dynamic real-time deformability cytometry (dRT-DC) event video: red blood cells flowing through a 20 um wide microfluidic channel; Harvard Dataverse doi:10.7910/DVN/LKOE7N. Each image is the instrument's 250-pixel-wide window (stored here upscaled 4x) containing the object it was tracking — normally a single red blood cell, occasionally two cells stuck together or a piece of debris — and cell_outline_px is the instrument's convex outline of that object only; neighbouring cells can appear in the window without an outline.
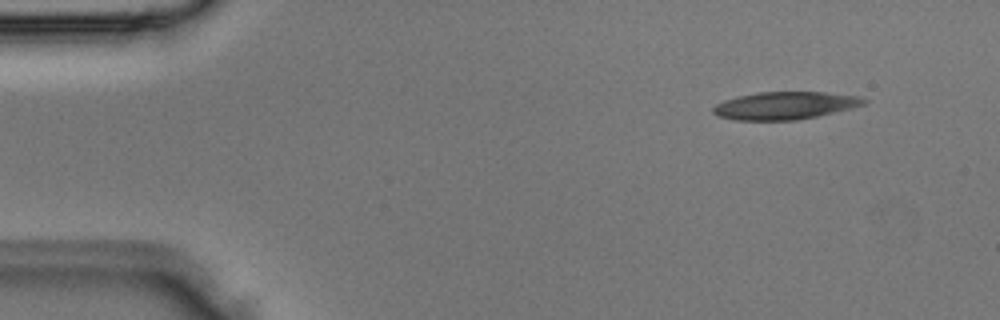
{"species": "Egyptian fruit bat (a non-hibernating species)", "species_latin": "Rousettus aegyptiacus", "temperature_condition": "room temperature", "stored_images_in_passage": 3, "camera_frame_rate_fps": 3000, "um_per_image_px": 0.085, "animal": {"sex": "male"}, "frame": {"image": 1, "passage_image": 1, "time_ms": 0.0, "image_size_px": [1000, 320], "cell_outline_px": [[868, 100], [864, 104], [852, 108], [816, 116], [796, 120], [732, 120], [716, 116], [712, 112], [712, 108], [716, 104], [724, 100], [736, 96], [756, 92], [824, 92], [860, 96]], "centroid_in_image_um": [66.68, 8.97], "position_along_channel_um": 18.3, "area_um2": 24.39}}
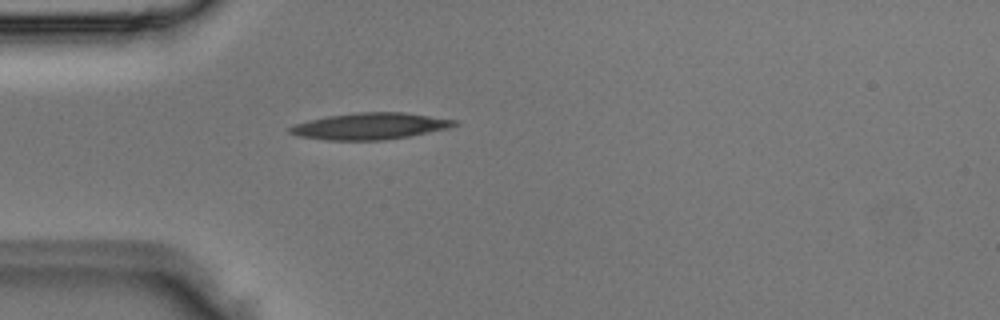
{"frame": {"image": 2, "passage_image": 3, "time_ms": 0.667, "image_size_px": [1000, 320], "cell_outline_px": [[460, 124], [448, 128], [412, 136], [384, 140], [324, 140], [300, 136], [288, 132], [288, 128], [296, 124], [308, 120], [328, 116], [356, 112], [404, 112], [460, 120]], "centroid_in_image_um": [31.52, 10.72], "position_along_channel_um": 53.5, "area_um2": 25.66}}